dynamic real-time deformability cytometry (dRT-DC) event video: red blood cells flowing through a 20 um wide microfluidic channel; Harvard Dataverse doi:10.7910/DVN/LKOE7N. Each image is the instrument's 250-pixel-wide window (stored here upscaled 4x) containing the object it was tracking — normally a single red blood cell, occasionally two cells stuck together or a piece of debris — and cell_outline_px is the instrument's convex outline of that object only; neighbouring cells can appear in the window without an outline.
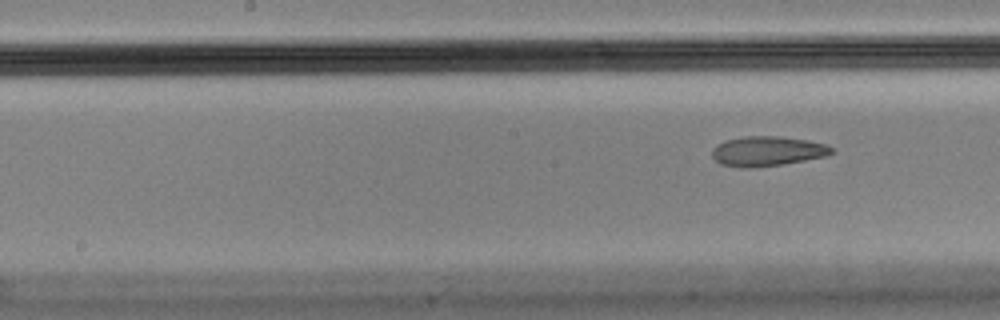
{"species": "Egyptian fruit bat (a non-hibernating species)", "species_latin": "Rousettus aegyptiacus", "temperature_condition": "cold", "stored_images_in_passage": 5, "segment_of_instrument_passage": [2, 2], "camera_frame_rate_fps": 3000, "um_per_image_px": 0.085, "animal": {"sex": "male"}, "frame": {"image": 1, "passage_image": 5, "time_ms": 1.333, "image_size_px": [1000, 320], "cell_outline_px": [[832, 152], [828, 156], [780, 164], [752, 168], [740, 168], [720, 164], [712, 156], [712, 148], [716, 144], [728, 140], [744, 136], [780, 136], [808, 140], [824, 144], [832, 148]], "centroid_in_image_um": [65.19, 12.85], "position_along_channel_um": 183.0, "area_um2": 20.69}}